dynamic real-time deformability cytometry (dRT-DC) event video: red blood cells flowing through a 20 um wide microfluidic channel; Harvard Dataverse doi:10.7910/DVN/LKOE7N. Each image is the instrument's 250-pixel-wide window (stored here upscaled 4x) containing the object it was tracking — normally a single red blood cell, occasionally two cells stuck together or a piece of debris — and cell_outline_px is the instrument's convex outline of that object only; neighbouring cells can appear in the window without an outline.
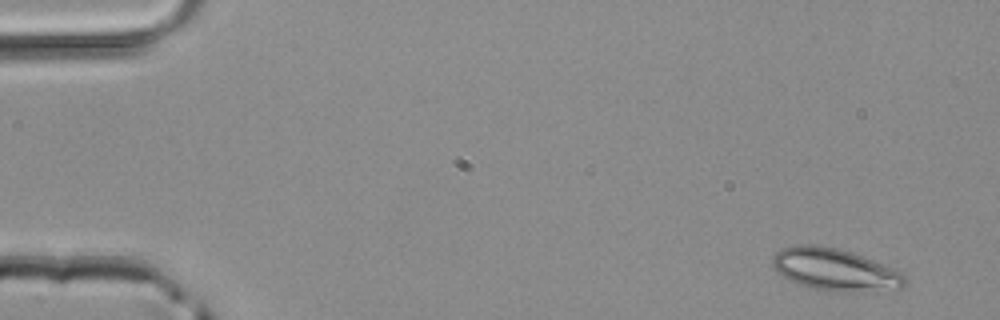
{"species": "common noctule bat (a hibernating species)", "species_latin": "Nyctalus noctula", "temperature_condition": "room temperature", "stored_images_in_passage": 3, "camera_frame_rate_fps": 3000, "um_per_image_px": 0.085, "animal": {"sex": "male", "body_mass_g": 20.4}, "frame": {"image": 1, "passage_image": 1, "time_ms": 0.0, "image_size_px": [1000, 320], "cell_outline_px": [[908, 284], [904, 288], [860, 292], [824, 292], [808, 288], [788, 280], [776, 272], [772, 264], [772, 256], [776, 252], [784, 248], [796, 244], [812, 244], [840, 248], [864, 256], [892, 268], [908, 276]], "centroid_in_image_um": [70.98, 22.94], "position_along_channel_um": 14.0, "area_um2": 33.41}}